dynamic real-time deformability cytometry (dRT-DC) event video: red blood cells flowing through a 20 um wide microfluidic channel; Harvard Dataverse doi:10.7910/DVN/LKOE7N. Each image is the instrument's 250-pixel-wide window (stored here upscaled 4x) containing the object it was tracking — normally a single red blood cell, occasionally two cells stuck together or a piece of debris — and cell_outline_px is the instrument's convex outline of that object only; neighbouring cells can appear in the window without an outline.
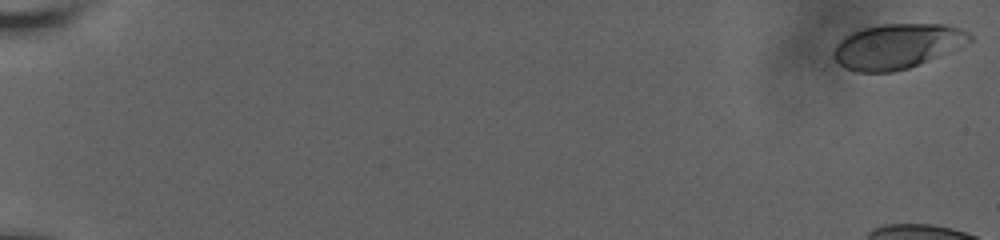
{"species": "human", "species_latin": "Homo sapiens", "temperature_condition": "room temperature", "stored_images_in_passage": 17, "camera_frame_rate_fps": 3000, "um_per_image_px": 0.085, "donor": {"sex": "male"}, "frame": {"image": 1, "passage_image": 1, "time_ms": 0.0, "image_size_px": [1000, 240], "cell_outline_px": [[972, 40], [940, 56], [908, 68], [892, 72], [856, 72], [844, 68], [832, 56], [832, 52], [836, 44], [840, 40], [852, 32], [864, 28], [880, 24], [944, 24], [960, 28], [968, 32], [972, 36]], "centroid_in_image_um": [76.23, 3.93], "position_along_channel_um": 8.8, "area_um2": 35.55}}